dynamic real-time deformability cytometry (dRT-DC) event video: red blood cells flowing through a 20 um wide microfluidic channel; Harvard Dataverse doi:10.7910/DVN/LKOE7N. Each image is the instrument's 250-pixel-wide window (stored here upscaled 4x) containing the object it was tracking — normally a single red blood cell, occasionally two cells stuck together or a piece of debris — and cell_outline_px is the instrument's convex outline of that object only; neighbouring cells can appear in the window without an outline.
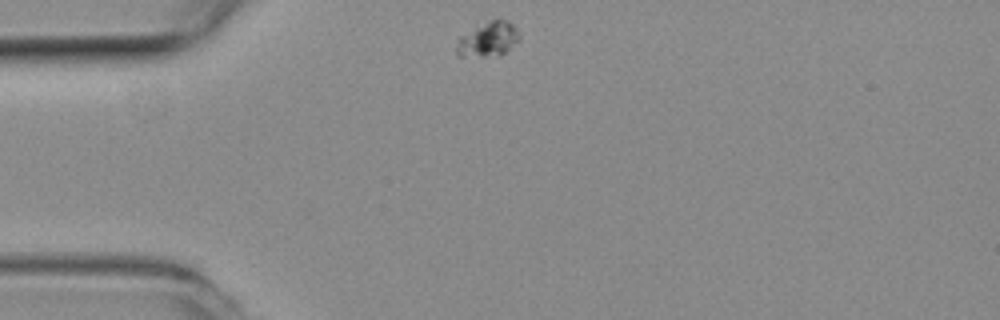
{"species": "common noctule bat (a hibernating species)", "species_latin": "Nyctalus noctula", "temperature_condition": "room temperature", "stored_images_in_passage": 46, "camera_frame_rate_fps": 3000, "um_per_image_px": 0.085, "animal": {"sex": "female", "body_mass_g": 19.3, "forearm_length_mm": 54.1}, "frame": {"image": 1, "passage_image": 1, "time_ms": 0.0, "image_size_px": [1000, 320], "cell_outline_px": [[520, 40], [500, 56], [460, 56], [456, 52], [456, 44], [460, 36], [488, 20], [508, 20], [516, 28], [520, 36]], "centroid_in_image_um": [41.51, 3.34], "position_along_channel_um": 43.5, "area_um2": 12.66}}
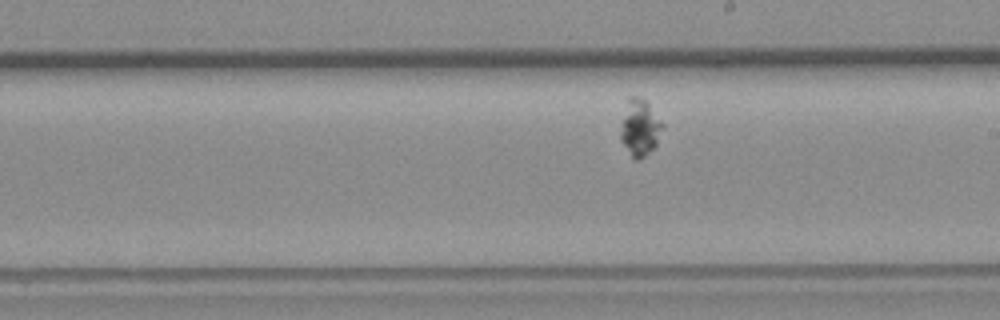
{"frame": {"image": 2, "passage_image": 20, "time_ms": 6.333, "image_size_px": [1000, 320], "cell_outline_px": [[664, 128], [656, 144], [644, 156], [636, 160], [632, 160], [620, 140], [620, 132], [628, 96], [640, 96], [648, 104], [664, 124]], "centroid_in_image_um": [54.38, 10.87], "position_along_channel_um": 234.6, "area_um2": 13.76}}
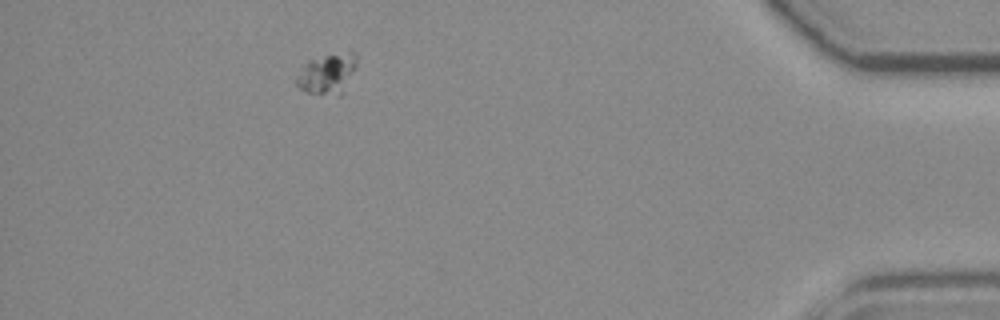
{"frame": {"image": 3, "passage_image": 40, "time_ms": 13.0, "image_size_px": [1000, 320], "cell_outline_px": [[356, 68], [340, 96], [304, 92], [296, 84], [296, 76], [308, 60], [324, 56], [352, 52], [356, 52]], "centroid_in_image_um": [27.81, 6.29], "position_along_channel_um": 407.4, "area_um2": 13.99}}